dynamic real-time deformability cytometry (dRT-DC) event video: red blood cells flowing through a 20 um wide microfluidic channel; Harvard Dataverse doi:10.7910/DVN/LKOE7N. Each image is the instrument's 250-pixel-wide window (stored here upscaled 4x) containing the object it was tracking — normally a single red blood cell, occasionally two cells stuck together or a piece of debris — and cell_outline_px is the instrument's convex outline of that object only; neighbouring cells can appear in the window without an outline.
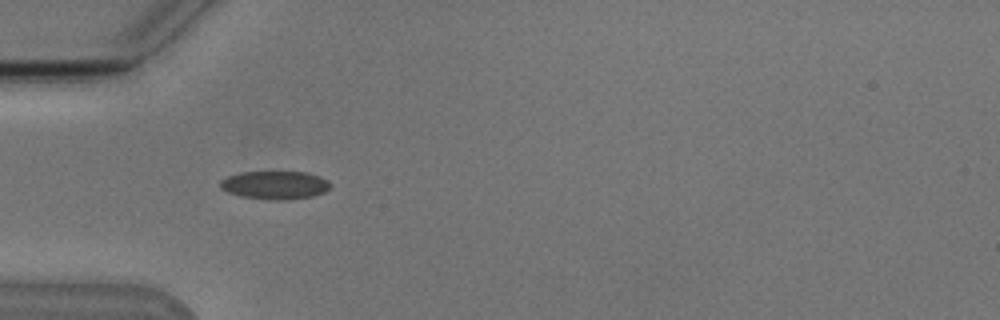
{"species": "Egyptian fruit bat (a non-hibernating species)", "species_latin": "Rousettus aegyptiacus", "temperature_condition": "cold", "stored_images_in_passage": 13, "camera_frame_rate_fps": 3000, "um_per_image_px": 0.085, "animal": {"sex": "male"}, "frame": {"image": 1, "passage_image": 4, "time_ms": 4.0, "image_size_px": [1000, 320], "cell_outline_px": [[332, 184], [324, 192], [312, 196], [280, 200], [268, 200], [240, 196], [228, 192], [220, 188], [220, 180], [228, 176], [240, 172], [308, 172], [320, 176], [328, 180]], "centroid_in_image_um": [23.36, 15.72], "position_along_channel_um": 61.6, "area_um2": 18.15}}
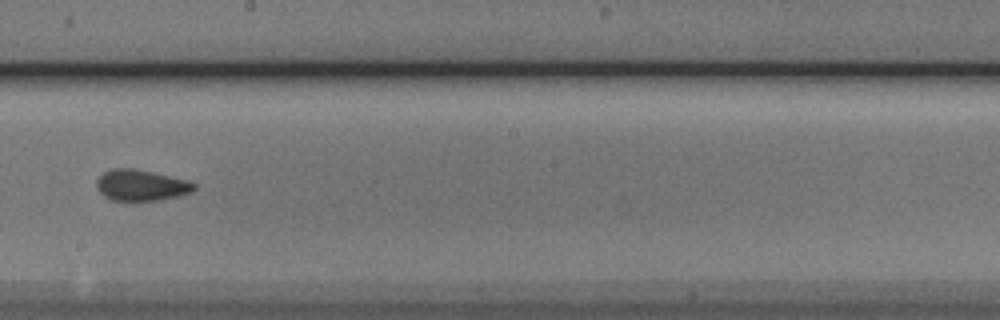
{"frame": {"image": 2, "passage_image": 8, "time_ms": 8.667, "image_size_px": [1000, 320], "cell_outline_px": [[196, 188], [192, 192], [160, 200], [112, 200], [104, 196], [96, 188], [96, 180], [104, 172], [112, 168], [132, 168], [152, 172], [188, 180], [196, 184]], "centroid_in_image_um": [11.99, 15.74], "position_along_channel_um": 236.2, "area_um2": 17.57}}
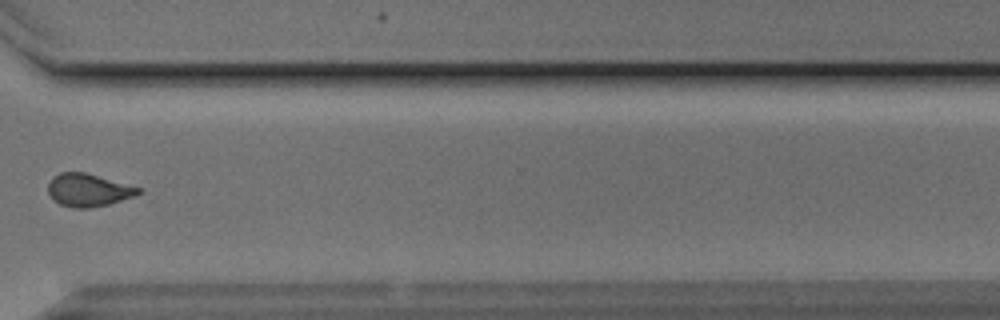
{"frame": {"image": 3, "passage_image": 11, "time_ms": 12.0, "image_size_px": [1000, 320], "cell_outline_px": [[140, 192], [136, 196], [108, 204], [88, 208], [72, 208], [60, 204], [52, 200], [48, 192], [48, 184], [52, 176], [60, 172], [84, 172], [140, 188]], "centroid_in_image_um": [7.45, 16.16], "position_along_channel_um": 363.1, "area_um2": 17.17}, "authors_computed_cell_mechanics": {"area_um2": 17.6868, "velocity_mm_per_s": 3.8145, "shape_relaxation_time_tau1_ms": null, "shape_relaxation_time_tau2_ms": 1.527, "deformation_change_tau1": null, "deformation_change_tau2": 0.0322}}